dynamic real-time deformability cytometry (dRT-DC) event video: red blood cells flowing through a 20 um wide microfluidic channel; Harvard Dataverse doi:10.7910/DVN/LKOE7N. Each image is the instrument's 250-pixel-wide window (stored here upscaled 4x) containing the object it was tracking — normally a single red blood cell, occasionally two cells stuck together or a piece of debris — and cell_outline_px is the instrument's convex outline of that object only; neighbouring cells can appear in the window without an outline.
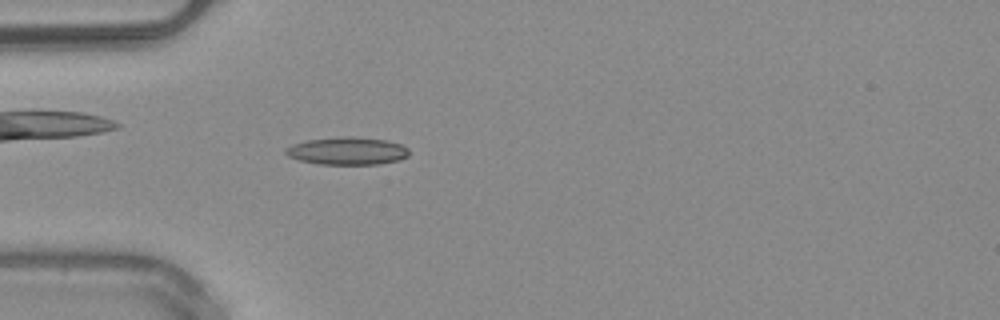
{"species": "common noctule bat (a hibernating species)", "species_latin": "Nyctalus noctula", "temperature_condition": "warm", "stored_images_in_passage": 36, "camera_frame_rate_fps": 3000, "um_per_image_px": 0.085, "animal": {"sex": "male", "body_mass_g": 20.4}, "frame": {"image": 1, "passage_image": 1, "time_ms": 0.0, "image_size_px": [1000, 320], "cell_outline_px": [[408, 156], [400, 160], [380, 164], [320, 164], [300, 160], [288, 156], [284, 152], [284, 148], [292, 144], [308, 140], [340, 136], [352, 136], [388, 140], [400, 144], [408, 148]], "centroid_in_image_um": [29.52, 12.82], "position_along_channel_um": 55.5, "area_um2": 20.0}, "authors_computed_cell_mechanics": {"area_um2": 18.0336, "velocity_mm_per_s": 4.0752, "shape_relaxation_time_tau1_ms": 8.5589, "shape_relaxation_time_tau2_ms": 4.5574, "deformation_change_tau1": 0.2024, "deformation_change_tau2": 0.1365}}